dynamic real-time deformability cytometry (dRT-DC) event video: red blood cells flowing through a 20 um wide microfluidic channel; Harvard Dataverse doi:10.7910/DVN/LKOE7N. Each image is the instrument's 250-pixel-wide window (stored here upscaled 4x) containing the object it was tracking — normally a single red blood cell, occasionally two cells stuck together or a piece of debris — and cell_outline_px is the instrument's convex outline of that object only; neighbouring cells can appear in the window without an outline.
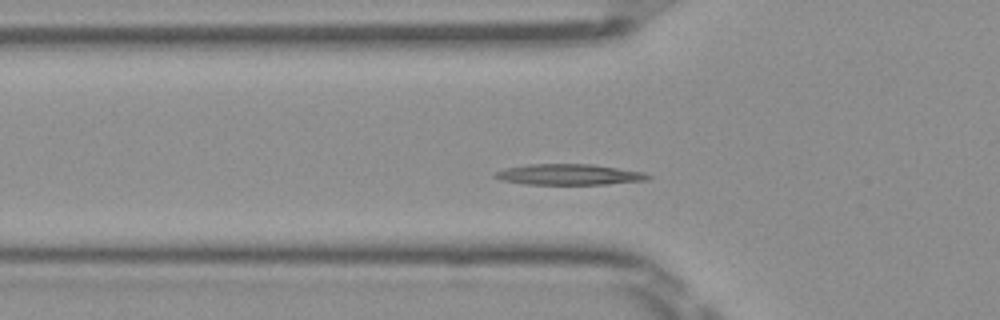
{"species": "Egyptian fruit bat (a non-hibernating species)", "species_latin": "Rousettus aegyptiacus", "temperature_condition": "room temperature", "stored_images_in_passage": 46, "camera_frame_rate_fps": 3000, "um_per_image_px": 0.085, "frame": {"image": 1, "passage_image": 11, "time_ms": 3.333, "image_size_px": [1000, 320], "cell_outline_px": [[652, 176], [648, 180], [608, 184], [524, 184], [504, 180], [492, 176], [496, 172], [504, 168], [528, 164], [592, 164], [644, 172]], "centroid_in_image_um": [48.39, 14.83], "position_along_channel_um": 77.4, "area_um2": 18.5}}
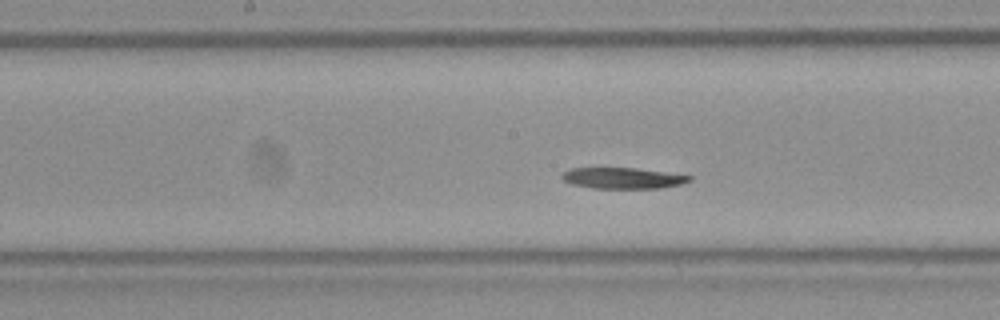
{"frame": {"image": 2, "passage_image": 20, "time_ms": 6.333, "image_size_px": [1000, 320], "cell_outline_px": [[692, 180], [680, 184], [660, 188], [592, 188], [572, 184], [564, 180], [560, 176], [568, 168], [636, 168], [692, 176]], "centroid_in_image_um": [52.91, 15.14], "position_along_channel_um": 195.3, "area_um2": 15.49}}
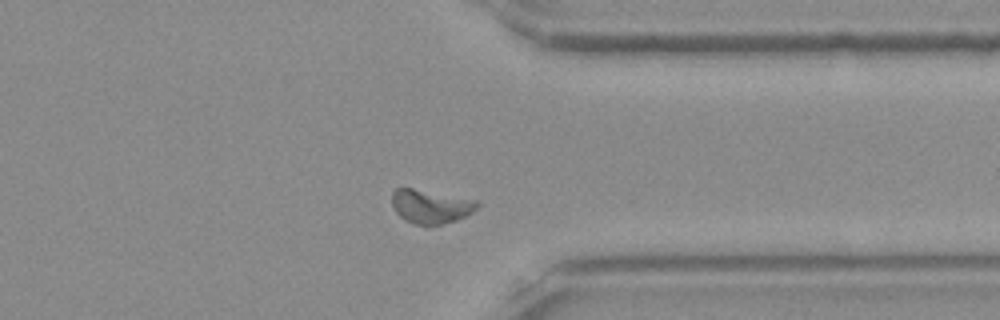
{"frame": {"image": 3, "passage_image": 34, "time_ms": 11.0, "image_size_px": [1000, 320], "cell_outline_px": [[480, 204], [472, 212], [456, 220], [444, 224], [412, 224], [404, 220], [396, 212], [392, 204], [392, 192], [396, 188], [412, 188], [480, 200]], "centroid_in_image_um": [36.62, 17.53], "position_along_channel_um": 374.8, "area_um2": 16.82}, "authors_computed_cell_mechanics": {"area_um2": 16.8487, "velocity_mm_per_s": 3.9231, "shape_relaxation_time_tau1_ms": 7.8777, "shape_relaxation_time_tau2_ms": null, "deformation_change_tau1": 0.1653, "deformation_change_tau2": null}}